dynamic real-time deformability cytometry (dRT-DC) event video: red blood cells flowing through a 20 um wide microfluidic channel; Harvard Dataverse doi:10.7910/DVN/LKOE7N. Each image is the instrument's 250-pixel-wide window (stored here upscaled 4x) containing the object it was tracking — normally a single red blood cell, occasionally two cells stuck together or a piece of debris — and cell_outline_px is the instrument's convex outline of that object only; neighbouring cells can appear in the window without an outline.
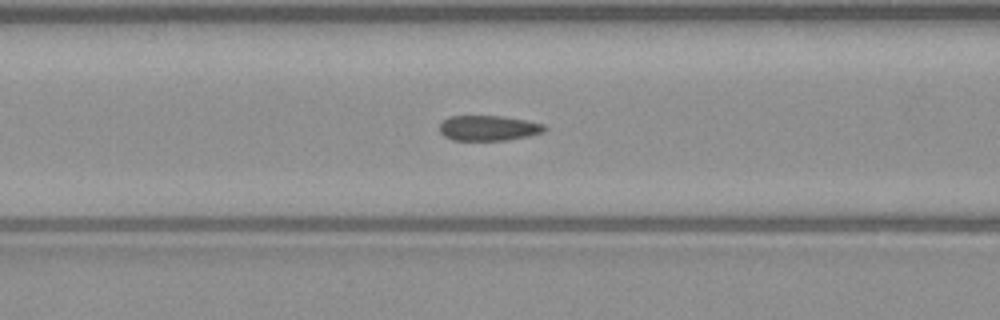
{"species": "common noctule bat (a hibernating species)", "species_latin": "Nyctalus noctula", "temperature_condition": "warm", "stored_images_in_passage": 47, "camera_frame_rate_fps": 3000, "um_per_image_px": 0.085, "animal": {"sex": "male", "body_mass_g": 23.1, "forearm_length_mm": 52.7}, "frame": {"image": 1, "passage_image": 20, "time_ms": 6.333, "image_size_px": [1000, 320], "cell_outline_px": [[548, 128], [544, 132], [528, 136], [508, 140], [452, 140], [444, 136], [440, 132], [440, 124], [448, 116], [500, 116], [524, 120], [544, 124]], "centroid_in_image_um": [41.52, 10.89], "position_along_channel_um": 125.1, "area_um2": 15.43}}
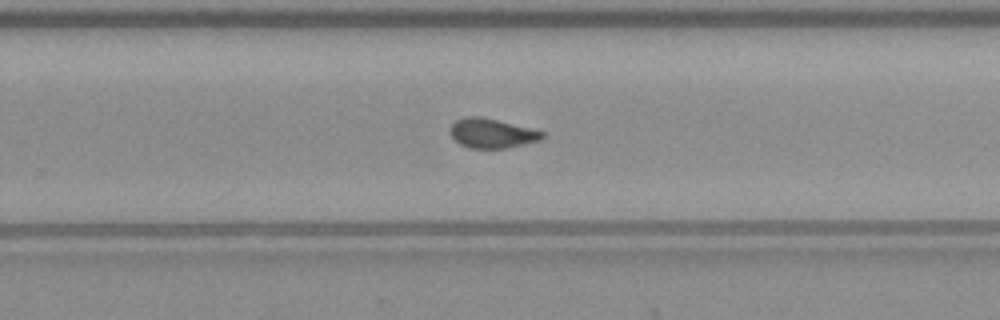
{"frame": {"image": 2, "passage_image": 32, "time_ms": 10.333, "image_size_px": [1000, 320], "cell_outline_px": [[544, 136], [540, 140], [508, 148], [468, 148], [460, 144], [452, 136], [448, 128], [456, 120], [468, 116], [480, 116], [544, 132]], "centroid_in_image_um": [41.77, 11.34], "position_along_channel_um": 288.0, "area_um2": 15.61}}
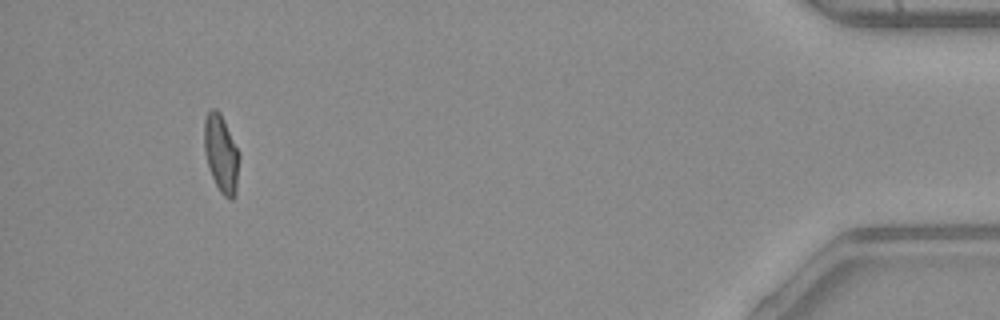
{"frame": {"image": 3, "passage_image": 47, "time_ms": 15.333, "image_size_px": [1000, 320], "cell_outline_px": [[240, 156], [236, 196], [232, 200], [224, 196], [220, 192], [212, 176], [204, 152], [204, 120], [208, 112], [212, 108], [216, 108], [220, 112], [240, 152]], "centroid_in_image_um": [18.82, 13.06], "position_along_channel_um": 416.4, "area_um2": 16.07}, "authors_computed_cell_mechanics": {"area_um2": 16.0684, "velocity_mm_per_s": 4.0731, "shape_relaxation_time_tau1_ms": 5.337, "shape_relaxation_time_tau2_ms": null, "deformation_change_tau1": 0.1503, "deformation_change_tau2": null}}